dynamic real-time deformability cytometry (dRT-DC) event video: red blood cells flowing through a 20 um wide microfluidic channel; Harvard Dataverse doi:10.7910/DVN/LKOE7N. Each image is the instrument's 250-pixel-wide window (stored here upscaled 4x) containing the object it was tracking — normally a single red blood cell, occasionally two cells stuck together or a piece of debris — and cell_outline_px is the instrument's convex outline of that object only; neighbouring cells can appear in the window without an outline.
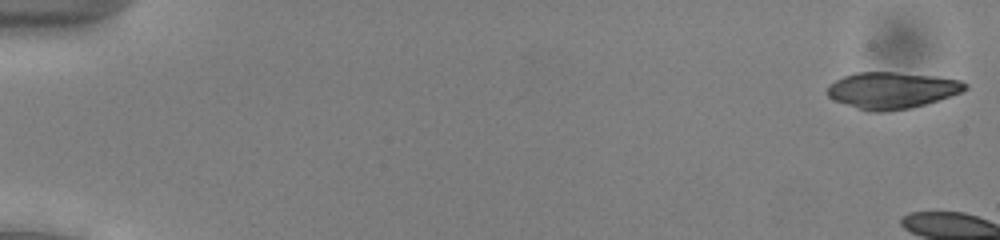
{"species": "common noctule bat (a hibernating species)", "species_latin": "Nyctalus noctula", "temperature_condition": "cold", "stored_images_in_passage": 7, "camera_frame_rate_fps": 3000, "um_per_image_px": 0.085, "animal": {"sex": "male", "body_mass_g": 13.0, "forearm_length_mm": 53.1}, "frame": {"image": 1, "passage_image": 1, "time_ms": 0.0, "image_size_px": [1000, 240], "cell_outline_px": [[968, 88], [960, 92], [940, 100], [912, 108], [888, 112], [868, 112], [832, 100], [828, 96], [828, 88], [836, 80], [844, 76], [856, 72], [892, 72], [936, 76], [960, 80], [968, 84]], "centroid_in_image_um": [75.82, 7.69], "position_along_channel_um": 9.2, "area_um2": 29.48}}